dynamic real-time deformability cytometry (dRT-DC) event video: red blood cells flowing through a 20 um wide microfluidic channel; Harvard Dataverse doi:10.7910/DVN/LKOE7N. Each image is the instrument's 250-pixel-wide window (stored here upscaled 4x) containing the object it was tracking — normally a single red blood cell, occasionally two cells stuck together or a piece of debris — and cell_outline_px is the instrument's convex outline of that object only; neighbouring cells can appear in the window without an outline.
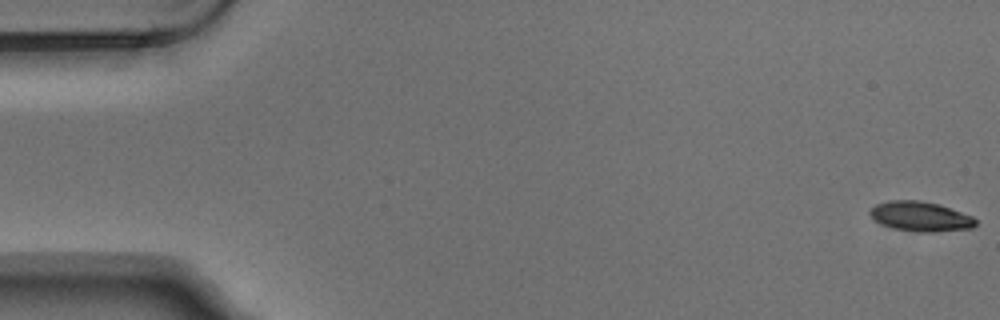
{"species": "Egyptian fruit bat (a non-hibernating species)", "species_latin": "Rousettus aegyptiacus", "temperature_condition": "warm", "stored_images_in_passage": 6, "camera_frame_rate_fps": 3000, "um_per_image_px": 0.085, "animal": {"sex": "male"}, "frame": {"image": 1, "passage_image": 1, "time_ms": 0.0, "image_size_px": [1000, 320], "cell_outline_px": [[976, 224], [972, 228], [932, 232], [920, 232], [892, 228], [876, 220], [868, 212], [868, 208], [876, 204], [888, 200], [920, 200], [940, 204], [972, 216], [976, 220]], "centroid_in_image_um": [78.23, 18.38], "position_along_channel_um": 6.8, "area_um2": 18.32}}
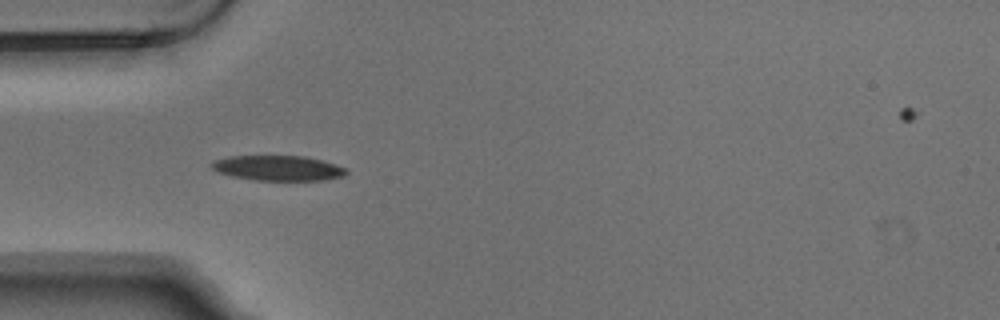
{"frame": {"image": 2, "passage_image": 5, "time_ms": 1.333, "image_size_px": [1000, 320], "cell_outline_px": [[348, 172], [344, 176], [324, 180], [256, 180], [232, 176], [216, 172], [208, 164], [212, 160], [228, 156], [304, 156], [320, 160], [344, 168]], "centroid_in_image_um": [23.55, 14.28], "position_along_channel_um": 61.5, "area_um2": 19.65}}
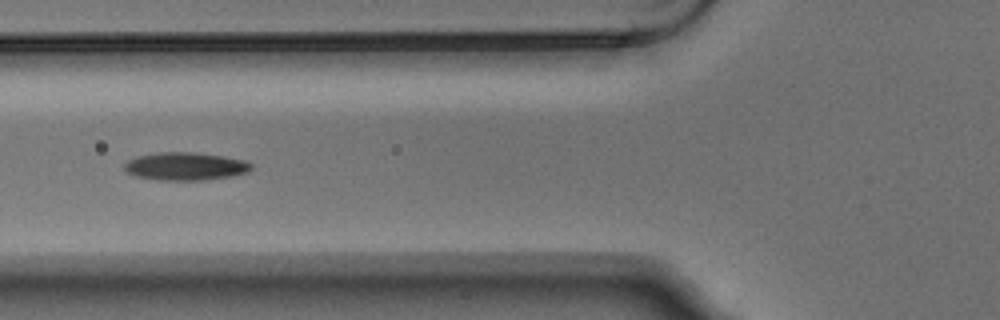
{"frame": {"image": 3, "passage_image": 6, "time_ms": 1.667, "image_size_px": [1000, 320], "cell_outline_px": [[252, 168], [248, 172], [232, 176], [204, 180], [160, 180], [136, 176], [128, 172], [124, 168], [124, 164], [128, 160], [136, 156], [160, 152], [192, 152], [224, 156], [244, 160], [252, 164]], "centroid_in_image_um": [15.77, 14.13], "position_along_channel_um": 110.0, "area_um2": 20.63}}